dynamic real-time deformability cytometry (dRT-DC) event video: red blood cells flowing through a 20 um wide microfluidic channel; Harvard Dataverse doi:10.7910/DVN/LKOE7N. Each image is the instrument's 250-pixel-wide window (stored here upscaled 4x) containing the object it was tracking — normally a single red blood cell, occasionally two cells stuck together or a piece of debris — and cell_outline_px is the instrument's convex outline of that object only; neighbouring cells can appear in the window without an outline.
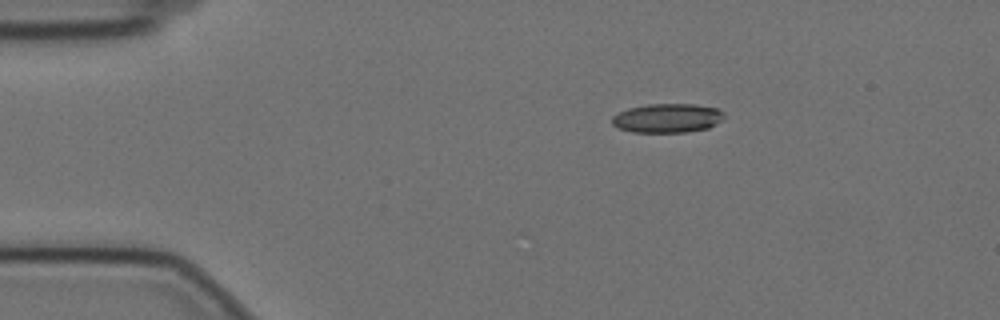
{"species": "Egyptian fruit bat (a non-hibernating species)", "species_latin": "Rousettus aegyptiacus", "temperature_condition": "cold", "stored_images_in_passage": 18, "camera_frame_rate_fps": 3000, "um_per_image_px": 0.085, "animal": {"sex": "female"}, "frame": {"image": 1, "passage_image": 1, "time_ms": 0.0, "image_size_px": [1000, 320], "cell_outline_px": [[724, 120], [708, 128], [688, 132], [632, 132], [620, 128], [612, 124], [612, 116], [628, 108], [648, 104], [696, 104], [720, 108], [724, 112]], "centroid_in_image_um": [56.79, 10.03], "position_along_channel_um": 28.2, "area_um2": 19.19}}
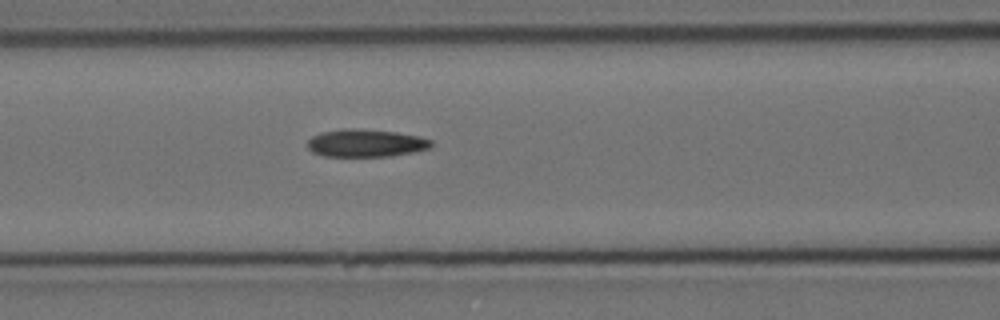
{"frame": {"image": 2, "passage_image": 15, "time_ms": 4.667, "image_size_px": [1000, 320], "cell_outline_px": [[432, 148], [392, 156], [324, 156], [312, 152], [308, 148], [308, 140], [312, 136], [320, 132], [344, 128], [356, 128], [396, 132], [420, 136], [432, 140]], "centroid_in_image_um": [31.1, 12.15], "position_along_channel_um": 135.5, "area_um2": 20.11}}
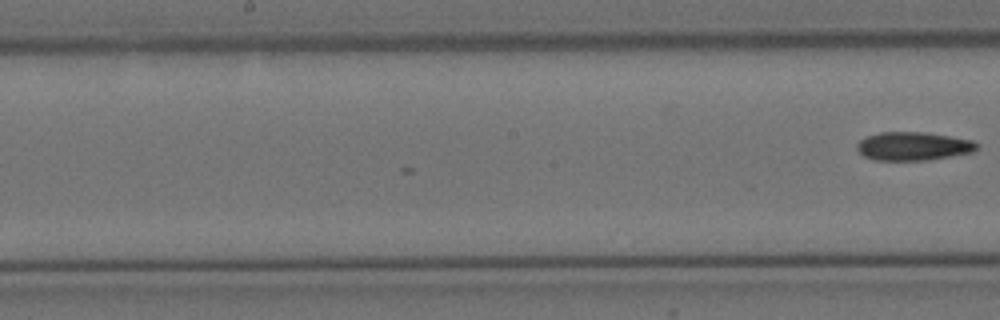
{"frame": {"image": 3, "passage_image": 18, "time_ms": 5.667, "image_size_px": [1000, 320], "cell_outline_px": [[980, 148], [972, 152], [928, 160], [876, 160], [864, 156], [856, 148], [856, 144], [860, 140], [868, 136], [880, 132], [924, 132], [972, 140], [980, 144]], "centroid_in_image_um": [77.64, 12.42], "position_along_channel_um": 170.6, "area_um2": 19.83}}